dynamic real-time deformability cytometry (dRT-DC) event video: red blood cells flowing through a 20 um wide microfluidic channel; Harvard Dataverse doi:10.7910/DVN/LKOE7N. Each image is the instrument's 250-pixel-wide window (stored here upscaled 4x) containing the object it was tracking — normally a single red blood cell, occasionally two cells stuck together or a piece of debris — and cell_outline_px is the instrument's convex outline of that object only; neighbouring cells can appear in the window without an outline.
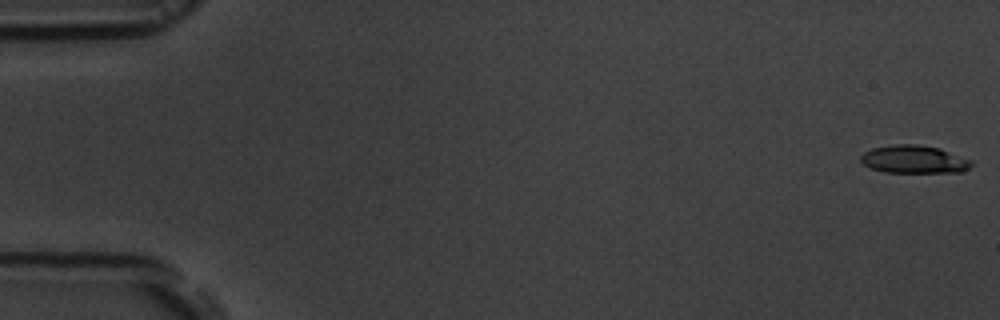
{"species": "common noctule bat (a hibernating species)", "species_latin": "Nyctalus noctula", "temperature_condition": "room temperature", "stored_images_in_passage": 54, "camera_frame_rate_fps": 3000, "um_per_image_px": 0.085, "animal": {"sex": "male", "body_mass_g": 19.5, "forearm_length_mm": 54.6}, "frame": {"image": 1, "passage_image": 1, "time_ms": 0.0, "image_size_px": [1000, 320], "cell_outline_px": [[972, 164], [968, 168], [960, 172], [884, 172], [872, 168], [864, 164], [860, 160], [860, 156], [864, 152], [872, 148], [896, 144], [916, 144], [940, 148], [972, 160]], "centroid_in_image_um": [77.69, 13.54], "position_along_channel_um": 7.3, "area_um2": 17.92}}
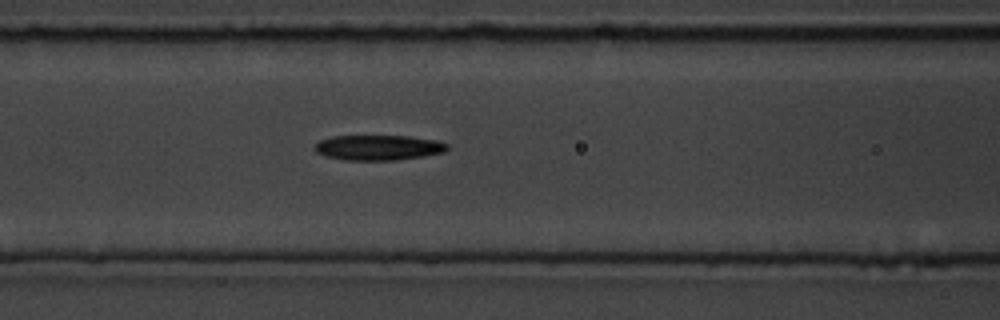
{"frame": {"image": 2, "passage_image": 23, "time_ms": 7.333, "image_size_px": [1000, 320], "cell_outline_px": [[448, 148], [444, 152], [424, 156], [396, 160], [344, 160], [324, 156], [316, 152], [312, 148], [320, 140], [332, 136], [408, 136], [440, 140], [448, 144]], "centroid_in_image_um": [32.16, 12.54], "position_along_channel_um": 134.4, "area_um2": 19.65}}
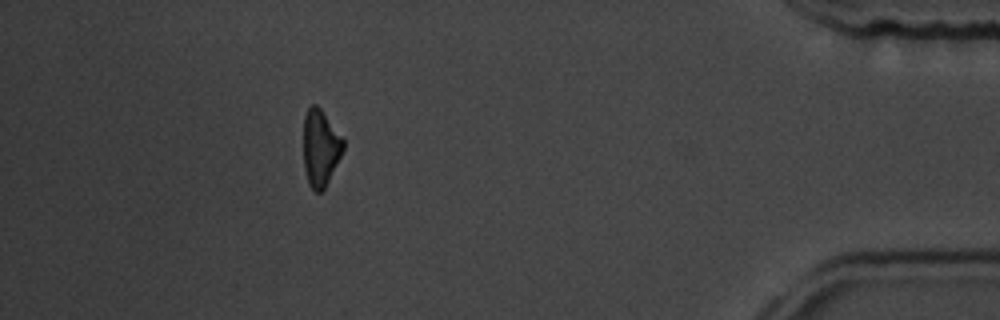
{"frame": {"image": 3, "passage_image": 49, "time_ms": 16.0, "image_size_px": [1000, 320], "cell_outline_px": [[344, 148], [324, 188], [320, 192], [316, 192], [308, 184], [304, 168], [304, 116], [308, 108], [312, 104], [316, 104], [320, 108], [344, 140]], "centroid_in_image_um": [27.22, 12.56], "position_along_channel_um": 408.0, "area_um2": 17.4}, "authors_computed_cell_mechanics": {"area_um2": 18.9006, "velocity_mm_per_s": 3.7695, "shape_relaxation_time_tau1_ms": 5.2077, "shape_relaxation_time_tau2_ms": null, "deformation_change_tau1": 0.1314, "deformation_change_tau2": null}}